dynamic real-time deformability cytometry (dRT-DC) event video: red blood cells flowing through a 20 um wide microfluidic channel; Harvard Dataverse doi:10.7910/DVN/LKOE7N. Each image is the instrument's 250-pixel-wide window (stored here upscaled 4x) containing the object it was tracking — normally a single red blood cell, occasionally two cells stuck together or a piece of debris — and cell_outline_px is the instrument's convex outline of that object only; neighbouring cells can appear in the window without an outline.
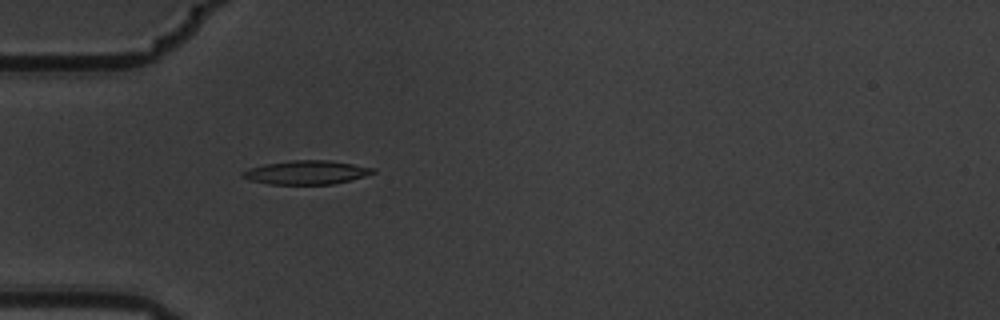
{"species": "common noctule bat (a hibernating species)", "species_latin": "Nyctalus noctula", "temperature_condition": "warm", "stored_images_in_passage": 1, "camera_frame_rate_fps": 3000, "um_per_image_px": 0.085, "animal": {"sex": "male", "body_mass_g": 19.5, "forearm_length_mm": 54.6}, "frame": {"image": 1, "passage_image": 1, "time_ms": 0.0, "image_size_px": [1000, 320], "cell_outline_px": [[376, 172], [364, 176], [332, 184], [268, 184], [248, 180], [240, 176], [240, 172], [264, 164], [292, 160], [328, 160], [376, 168]], "centroid_in_image_um": [26.01, 14.65], "position_along_channel_um": 59.0, "area_um2": 17.98}}